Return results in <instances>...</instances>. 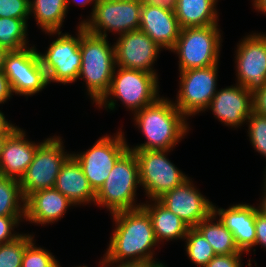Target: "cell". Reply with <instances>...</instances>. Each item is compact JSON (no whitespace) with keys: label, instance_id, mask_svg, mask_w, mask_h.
I'll return each instance as SVG.
<instances>
[{"label":"cell","instance_id":"obj_43","mask_svg":"<svg viewBox=\"0 0 266 267\" xmlns=\"http://www.w3.org/2000/svg\"><path fill=\"white\" fill-rule=\"evenodd\" d=\"M253 8L261 14L266 15V0H252Z\"/></svg>","mask_w":266,"mask_h":267},{"label":"cell","instance_id":"obj_29","mask_svg":"<svg viewBox=\"0 0 266 267\" xmlns=\"http://www.w3.org/2000/svg\"><path fill=\"white\" fill-rule=\"evenodd\" d=\"M184 241L186 254L197 267H205L216 255L210 243L195 227L188 230Z\"/></svg>","mask_w":266,"mask_h":267},{"label":"cell","instance_id":"obj_7","mask_svg":"<svg viewBox=\"0 0 266 267\" xmlns=\"http://www.w3.org/2000/svg\"><path fill=\"white\" fill-rule=\"evenodd\" d=\"M142 4V0H97L90 17L78 24L91 34L120 36L139 29Z\"/></svg>","mask_w":266,"mask_h":267},{"label":"cell","instance_id":"obj_10","mask_svg":"<svg viewBox=\"0 0 266 267\" xmlns=\"http://www.w3.org/2000/svg\"><path fill=\"white\" fill-rule=\"evenodd\" d=\"M133 151L138 160L139 182L145 190L146 199L157 200L189 178L169 160L167 155L170 150Z\"/></svg>","mask_w":266,"mask_h":267},{"label":"cell","instance_id":"obj_47","mask_svg":"<svg viewBox=\"0 0 266 267\" xmlns=\"http://www.w3.org/2000/svg\"><path fill=\"white\" fill-rule=\"evenodd\" d=\"M102 258H101V261H99V265H100V267H106V257H105V255H103ZM59 267H61V265H59ZM75 267H88V266L84 265V266H75Z\"/></svg>","mask_w":266,"mask_h":267},{"label":"cell","instance_id":"obj_42","mask_svg":"<svg viewBox=\"0 0 266 267\" xmlns=\"http://www.w3.org/2000/svg\"><path fill=\"white\" fill-rule=\"evenodd\" d=\"M263 195L261 196L260 204L257 206L260 213L266 216V183L263 185Z\"/></svg>","mask_w":266,"mask_h":267},{"label":"cell","instance_id":"obj_15","mask_svg":"<svg viewBox=\"0 0 266 267\" xmlns=\"http://www.w3.org/2000/svg\"><path fill=\"white\" fill-rule=\"evenodd\" d=\"M161 50L163 48L140 29L126 32L114 42L116 66L158 75L154 63Z\"/></svg>","mask_w":266,"mask_h":267},{"label":"cell","instance_id":"obj_31","mask_svg":"<svg viewBox=\"0 0 266 267\" xmlns=\"http://www.w3.org/2000/svg\"><path fill=\"white\" fill-rule=\"evenodd\" d=\"M33 239L25 248L21 267H59L60 262L47 249L37 247Z\"/></svg>","mask_w":266,"mask_h":267},{"label":"cell","instance_id":"obj_17","mask_svg":"<svg viewBox=\"0 0 266 267\" xmlns=\"http://www.w3.org/2000/svg\"><path fill=\"white\" fill-rule=\"evenodd\" d=\"M214 117L225 126H243L252 112V93L245 87L235 84L217 90L209 107Z\"/></svg>","mask_w":266,"mask_h":267},{"label":"cell","instance_id":"obj_24","mask_svg":"<svg viewBox=\"0 0 266 267\" xmlns=\"http://www.w3.org/2000/svg\"><path fill=\"white\" fill-rule=\"evenodd\" d=\"M218 0H177L175 15L180 28L218 24Z\"/></svg>","mask_w":266,"mask_h":267},{"label":"cell","instance_id":"obj_19","mask_svg":"<svg viewBox=\"0 0 266 267\" xmlns=\"http://www.w3.org/2000/svg\"><path fill=\"white\" fill-rule=\"evenodd\" d=\"M250 204H234L227 209L213 204V213L219 216L222 224L233 234L237 247L245 253L255 247V209Z\"/></svg>","mask_w":266,"mask_h":267},{"label":"cell","instance_id":"obj_23","mask_svg":"<svg viewBox=\"0 0 266 267\" xmlns=\"http://www.w3.org/2000/svg\"><path fill=\"white\" fill-rule=\"evenodd\" d=\"M146 202V203H145ZM142 207L152 220L157 242L185 239L190 227L180 217L164 207L158 200H147Z\"/></svg>","mask_w":266,"mask_h":267},{"label":"cell","instance_id":"obj_30","mask_svg":"<svg viewBox=\"0 0 266 267\" xmlns=\"http://www.w3.org/2000/svg\"><path fill=\"white\" fill-rule=\"evenodd\" d=\"M34 235L22 233L13 241L0 244V267H21L26 246Z\"/></svg>","mask_w":266,"mask_h":267},{"label":"cell","instance_id":"obj_27","mask_svg":"<svg viewBox=\"0 0 266 267\" xmlns=\"http://www.w3.org/2000/svg\"><path fill=\"white\" fill-rule=\"evenodd\" d=\"M28 19L0 17V46L8 51L28 47Z\"/></svg>","mask_w":266,"mask_h":267},{"label":"cell","instance_id":"obj_8","mask_svg":"<svg viewBox=\"0 0 266 267\" xmlns=\"http://www.w3.org/2000/svg\"><path fill=\"white\" fill-rule=\"evenodd\" d=\"M60 136L46 138L37 148L33 161L19 180L24 199L30 194L54 188L62 165L72 153L65 151Z\"/></svg>","mask_w":266,"mask_h":267},{"label":"cell","instance_id":"obj_2","mask_svg":"<svg viewBox=\"0 0 266 267\" xmlns=\"http://www.w3.org/2000/svg\"><path fill=\"white\" fill-rule=\"evenodd\" d=\"M135 127L147 140L131 150H172L189 132L187 117L174 105L173 100L159 97L155 102L133 114ZM181 140V141H180Z\"/></svg>","mask_w":266,"mask_h":267},{"label":"cell","instance_id":"obj_14","mask_svg":"<svg viewBox=\"0 0 266 267\" xmlns=\"http://www.w3.org/2000/svg\"><path fill=\"white\" fill-rule=\"evenodd\" d=\"M236 49V83L253 93L266 85V33L243 37Z\"/></svg>","mask_w":266,"mask_h":267},{"label":"cell","instance_id":"obj_33","mask_svg":"<svg viewBox=\"0 0 266 267\" xmlns=\"http://www.w3.org/2000/svg\"><path fill=\"white\" fill-rule=\"evenodd\" d=\"M30 0H0V17L29 18Z\"/></svg>","mask_w":266,"mask_h":267},{"label":"cell","instance_id":"obj_36","mask_svg":"<svg viewBox=\"0 0 266 267\" xmlns=\"http://www.w3.org/2000/svg\"><path fill=\"white\" fill-rule=\"evenodd\" d=\"M255 232V247L261 245L266 249V216L260 213L258 208L255 209Z\"/></svg>","mask_w":266,"mask_h":267},{"label":"cell","instance_id":"obj_3","mask_svg":"<svg viewBox=\"0 0 266 267\" xmlns=\"http://www.w3.org/2000/svg\"><path fill=\"white\" fill-rule=\"evenodd\" d=\"M81 68L78 79H83L92 104H97L108 92L116 68L114 44L108 38L91 34L80 25Z\"/></svg>","mask_w":266,"mask_h":267},{"label":"cell","instance_id":"obj_20","mask_svg":"<svg viewBox=\"0 0 266 267\" xmlns=\"http://www.w3.org/2000/svg\"><path fill=\"white\" fill-rule=\"evenodd\" d=\"M25 132L18 127L7 138L0 159V176L20 180L33 161L37 148L45 141H29Z\"/></svg>","mask_w":266,"mask_h":267},{"label":"cell","instance_id":"obj_25","mask_svg":"<svg viewBox=\"0 0 266 267\" xmlns=\"http://www.w3.org/2000/svg\"><path fill=\"white\" fill-rule=\"evenodd\" d=\"M217 219V221H216ZM216 221V222H214ZM210 243L216 255L243 254L236 245L233 234L212 212L195 227Z\"/></svg>","mask_w":266,"mask_h":267},{"label":"cell","instance_id":"obj_34","mask_svg":"<svg viewBox=\"0 0 266 267\" xmlns=\"http://www.w3.org/2000/svg\"><path fill=\"white\" fill-rule=\"evenodd\" d=\"M24 218L25 216H0V244L13 241L22 234L14 229Z\"/></svg>","mask_w":266,"mask_h":267},{"label":"cell","instance_id":"obj_44","mask_svg":"<svg viewBox=\"0 0 266 267\" xmlns=\"http://www.w3.org/2000/svg\"><path fill=\"white\" fill-rule=\"evenodd\" d=\"M72 1V3L79 5V6H85L87 4H91L92 5L96 4L97 0H66V4H67V8L70 6V2Z\"/></svg>","mask_w":266,"mask_h":267},{"label":"cell","instance_id":"obj_35","mask_svg":"<svg viewBox=\"0 0 266 267\" xmlns=\"http://www.w3.org/2000/svg\"><path fill=\"white\" fill-rule=\"evenodd\" d=\"M243 254L215 255L205 267H242Z\"/></svg>","mask_w":266,"mask_h":267},{"label":"cell","instance_id":"obj_12","mask_svg":"<svg viewBox=\"0 0 266 267\" xmlns=\"http://www.w3.org/2000/svg\"><path fill=\"white\" fill-rule=\"evenodd\" d=\"M179 90L174 105L188 119L205 112L217 92L218 64L179 71Z\"/></svg>","mask_w":266,"mask_h":267},{"label":"cell","instance_id":"obj_26","mask_svg":"<svg viewBox=\"0 0 266 267\" xmlns=\"http://www.w3.org/2000/svg\"><path fill=\"white\" fill-rule=\"evenodd\" d=\"M68 9L66 0H30V15L45 35L61 31Z\"/></svg>","mask_w":266,"mask_h":267},{"label":"cell","instance_id":"obj_18","mask_svg":"<svg viewBox=\"0 0 266 267\" xmlns=\"http://www.w3.org/2000/svg\"><path fill=\"white\" fill-rule=\"evenodd\" d=\"M139 29L169 51L174 48L181 30L175 12L145 3L141 7Z\"/></svg>","mask_w":266,"mask_h":267},{"label":"cell","instance_id":"obj_46","mask_svg":"<svg viewBox=\"0 0 266 267\" xmlns=\"http://www.w3.org/2000/svg\"><path fill=\"white\" fill-rule=\"evenodd\" d=\"M10 135H11V134H0V159H1V155H2V151H3L4 144H5L7 138H8Z\"/></svg>","mask_w":266,"mask_h":267},{"label":"cell","instance_id":"obj_16","mask_svg":"<svg viewBox=\"0 0 266 267\" xmlns=\"http://www.w3.org/2000/svg\"><path fill=\"white\" fill-rule=\"evenodd\" d=\"M157 200L190 228L196 227L213 212L212 201L201 194L190 177Z\"/></svg>","mask_w":266,"mask_h":267},{"label":"cell","instance_id":"obj_21","mask_svg":"<svg viewBox=\"0 0 266 267\" xmlns=\"http://www.w3.org/2000/svg\"><path fill=\"white\" fill-rule=\"evenodd\" d=\"M75 206L55 188L43 189L25 199V221L30 223L53 224L64 217L69 207Z\"/></svg>","mask_w":266,"mask_h":267},{"label":"cell","instance_id":"obj_49","mask_svg":"<svg viewBox=\"0 0 266 267\" xmlns=\"http://www.w3.org/2000/svg\"><path fill=\"white\" fill-rule=\"evenodd\" d=\"M264 182L266 183V167H265V174H264Z\"/></svg>","mask_w":266,"mask_h":267},{"label":"cell","instance_id":"obj_28","mask_svg":"<svg viewBox=\"0 0 266 267\" xmlns=\"http://www.w3.org/2000/svg\"><path fill=\"white\" fill-rule=\"evenodd\" d=\"M0 216H25L19 180L0 176Z\"/></svg>","mask_w":266,"mask_h":267},{"label":"cell","instance_id":"obj_48","mask_svg":"<svg viewBox=\"0 0 266 267\" xmlns=\"http://www.w3.org/2000/svg\"><path fill=\"white\" fill-rule=\"evenodd\" d=\"M148 267H168L166 266L163 262H155V263H151Z\"/></svg>","mask_w":266,"mask_h":267},{"label":"cell","instance_id":"obj_1","mask_svg":"<svg viewBox=\"0 0 266 267\" xmlns=\"http://www.w3.org/2000/svg\"><path fill=\"white\" fill-rule=\"evenodd\" d=\"M115 224L105 252L112 263H155L156 240L152 220L143 208L110 214ZM154 248V250H153ZM156 259V260H155Z\"/></svg>","mask_w":266,"mask_h":267},{"label":"cell","instance_id":"obj_9","mask_svg":"<svg viewBox=\"0 0 266 267\" xmlns=\"http://www.w3.org/2000/svg\"><path fill=\"white\" fill-rule=\"evenodd\" d=\"M76 29L77 37L68 32H47L50 36L58 35L45 53L38 52L48 84L56 82L65 85L78 80L81 68L80 25Z\"/></svg>","mask_w":266,"mask_h":267},{"label":"cell","instance_id":"obj_6","mask_svg":"<svg viewBox=\"0 0 266 267\" xmlns=\"http://www.w3.org/2000/svg\"><path fill=\"white\" fill-rule=\"evenodd\" d=\"M218 27V24H213L180 30L179 38L171 50L178 55L179 71L206 68L219 63L222 35Z\"/></svg>","mask_w":266,"mask_h":267},{"label":"cell","instance_id":"obj_45","mask_svg":"<svg viewBox=\"0 0 266 267\" xmlns=\"http://www.w3.org/2000/svg\"><path fill=\"white\" fill-rule=\"evenodd\" d=\"M8 50L0 46V71L4 68L5 58L8 54Z\"/></svg>","mask_w":266,"mask_h":267},{"label":"cell","instance_id":"obj_22","mask_svg":"<svg viewBox=\"0 0 266 267\" xmlns=\"http://www.w3.org/2000/svg\"><path fill=\"white\" fill-rule=\"evenodd\" d=\"M55 189L66 196L75 206L95 202L96 193L91 188L80 164L71 155L62 165L56 177Z\"/></svg>","mask_w":266,"mask_h":267},{"label":"cell","instance_id":"obj_13","mask_svg":"<svg viewBox=\"0 0 266 267\" xmlns=\"http://www.w3.org/2000/svg\"><path fill=\"white\" fill-rule=\"evenodd\" d=\"M3 72L9 80L13 95L33 96L48 86L46 72L35 45L9 51Z\"/></svg>","mask_w":266,"mask_h":267},{"label":"cell","instance_id":"obj_38","mask_svg":"<svg viewBox=\"0 0 266 267\" xmlns=\"http://www.w3.org/2000/svg\"><path fill=\"white\" fill-rule=\"evenodd\" d=\"M13 95L7 76L0 71V104L6 103Z\"/></svg>","mask_w":266,"mask_h":267},{"label":"cell","instance_id":"obj_37","mask_svg":"<svg viewBox=\"0 0 266 267\" xmlns=\"http://www.w3.org/2000/svg\"><path fill=\"white\" fill-rule=\"evenodd\" d=\"M252 112L266 116V85L252 93Z\"/></svg>","mask_w":266,"mask_h":267},{"label":"cell","instance_id":"obj_41","mask_svg":"<svg viewBox=\"0 0 266 267\" xmlns=\"http://www.w3.org/2000/svg\"><path fill=\"white\" fill-rule=\"evenodd\" d=\"M151 263H112L106 260V267H148Z\"/></svg>","mask_w":266,"mask_h":267},{"label":"cell","instance_id":"obj_40","mask_svg":"<svg viewBox=\"0 0 266 267\" xmlns=\"http://www.w3.org/2000/svg\"><path fill=\"white\" fill-rule=\"evenodd\" d=\"M6 116L0 110V134H12L18 127L5 118Z\"/></svg>","mask_w":266,"mask_h":267},{"label":"cell","instance_id":"obj_39","mask_svg":"<svg viewBox=\"0 0 266 267\" xmlns=\"http://www.w3.org/2000/svg\"><path fill=\"white\" fill-rule=\"evenodd\" d=\"M149 6H158L160 8L175 12L177 0H142Z\"/></svg>","mask_w":266,"mask_h":267},{"label":"cell","instance_id":"obj_4","mask_svg":"<svg viewBox=\"0 0 266 267\" xmlns=\"http://www.w3.org/2000/svg\"><path fill=\"white\" fill-rule=\"evenodd\" d=\"M159 93L157 75L116 66L109 90L96 107L113 111L118 100L134 114L155 102L160 97Z\"/></svg>","mask_w":266,"mask_h":267},{"label":"cell","instance_id":"obj_32","mask_svg":"<svg viewBox=\"0 0 266 267\" xmlns=\"http://www.w3.org/2000/svg\"><path fill=\"white\" fill-rule=\"evenodd\" d=\"M248 137L252 147L266 159V116L251 112L247 119Z\"/></svg>","mask_w":266,"mask_h":267},{"label":"cell","instance_id":"obj_11","mask_svg":"<svg viewBox=\"0 0 266 267\" xmlns=\"http://www.w3.org/2000/svg\"><path fill=\"white\" fill-rule=\"evenodd\" d=\"M120 128L114 136L100 137L91 148L71 155L80 164L85 177L95 193L103 186L119 157L129 144Z\"/></svg>","mask_w":266,"mask_h":267},{"label":"cell","instance_id":"obj_5","mask_svg":"<svg viewBox=\"0 0 266 267\" xmlns=\"http://www.w3.org/2000/svg\"><path fill=\"white\" fill-rule=\"evenodd\" d=\"M139 164L135 152L127 149L116 161L103 186L98 190L94 205L107 208L111 214L118 211L137 209Z\"/></svg>","mask_w":266,"mask_h":267}]
</instances>
